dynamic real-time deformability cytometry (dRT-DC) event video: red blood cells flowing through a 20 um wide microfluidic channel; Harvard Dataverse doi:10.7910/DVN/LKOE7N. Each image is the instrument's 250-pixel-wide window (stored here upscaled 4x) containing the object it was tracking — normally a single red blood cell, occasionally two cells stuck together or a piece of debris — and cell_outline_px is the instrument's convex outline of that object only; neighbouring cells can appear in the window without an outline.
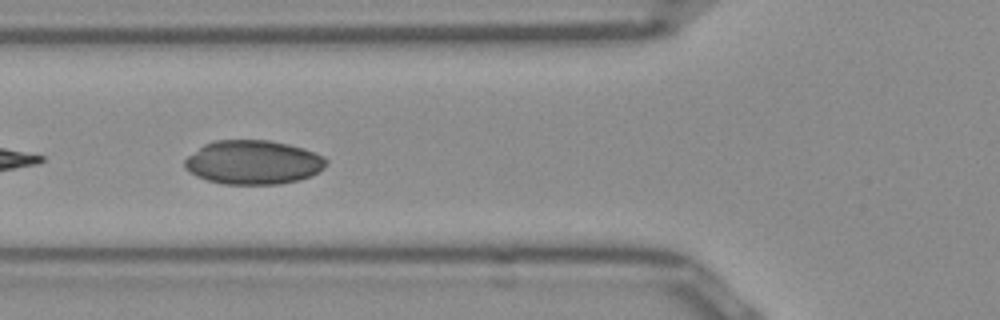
{"species": "Egyptian fruit bat (a non-hibernating species)", "species_latin": "Rousettus aegyptiacus", "temperature_condition": "room temperature", "stored_images_in_passage": 39, "segment_of_instrument_passage": [1, 2], "camera_frame_rate_fps": 3000, "um_per_image_px": 0.085, "frame": {"image": 1, "passage_image": 5, "time_ms": 1.333, "image_size_px": [1000, 320], "cell_outline_px": [[328, 164], [320, 172], [312, 176], [300, 180], [280, 184], [224, 184], [208, 180], [196, 176], [184, 168], [184, 160], [188, 156], [204, 144], [216, 140], [268, 140], [288, 144], [304, 148], [324, 156], [328, 160]], "centroid_in_image_um": [21.56, 13.8], "position_along_channel_um": 104.2, "area_um2": 36.59}}
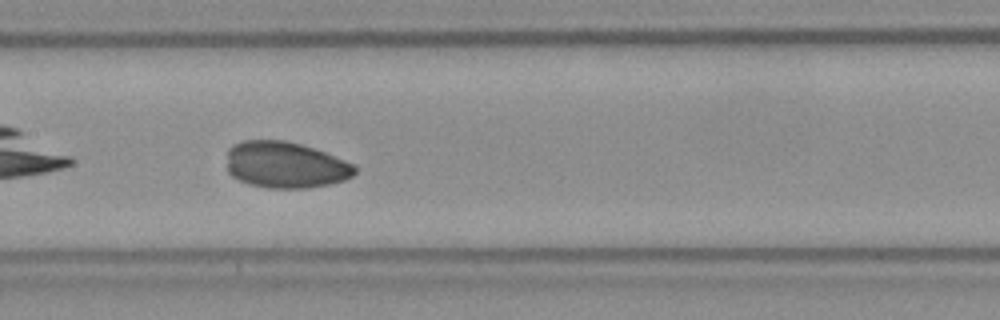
{"frame": {"image": 2, "passage_image": 11, "time_ms": 3.333, "image_size_px": [1000, 320], "cell_outline_px": [[356, 172], [352, 176], [344, 180], [328, 184], [308, 188], [268, 188], [248, 184], [232, 176], [228, 172], [228, 148], [232, 144], [244, 140], [284, 140], [300, 144], [324, 152], [356, 164]], "centroid_in_image_um": [24.26, 14.02], "position_along_channel_um": 183.1, "area_um2": 34.68}}
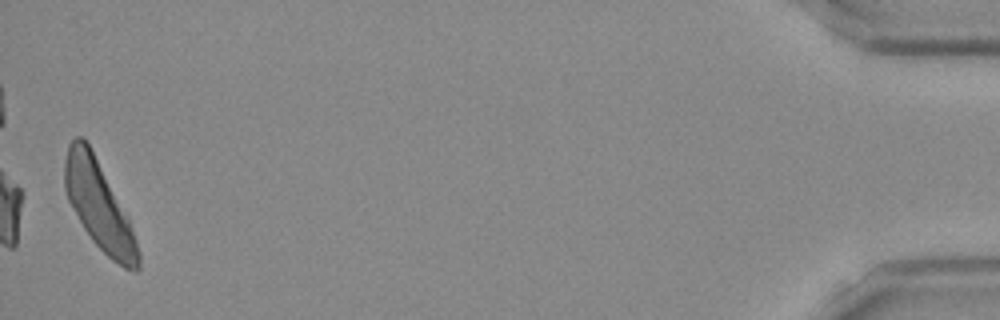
{"frame": {"image": 3, "passage_image": 37, "time_ms": 12.0, "image_size_px": [1000, 320], "cell_outline_px": [[140, 268], [136, 272], [124, 268], [112, 260], [92, 240], [84, 228], [68, 200], [64, 188], [64, 160], [68, 144], [76, 136], [84, 136], [128, 216], [140, 252]], "centroid_in_image_um": [8.41, 17.47], "position_along_channel_um": 426.8, "area_um2": 37.51}}